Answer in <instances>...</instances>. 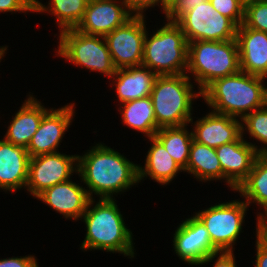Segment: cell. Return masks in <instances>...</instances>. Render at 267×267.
I'll use <instances>...</instances> for the list:
<instances>
[{"label":"cell","mask_w":267,"mask_h":267,"mask_svg":"<svg viewBox=\"0 0 267 267\" xmlns=\"http://www.w3.org/2000/svg\"><path fill=\"white\" fill-rule=\"evenodd\" d=\"M216 257L218 258L216 259V261H214L215 263L213 267H237L233 251H220L213 255H210L201 265L212 262V260H215L214 258Z\"/></svg>","instance_id":"34"},{"label":"cell","mask_w":267,"mask_h":267,"mask_svg":"<svg viewBox=\"0 0 267 267\" xmlns=\"http://www.w3.org/2000/svg\"><path fill=\"white\" fill-rule=\"evenodd\" d=\"M240 70L250 75L267 78V33L247 28L243 23L237 27Z\"/></svg>","instance_id":"18"},{"label":"cell","mask_w":267,"mask_h":267,"mask_svg":"<svg viewBox=\"0 0 267 267\" xmlns=\"http://www.w3.org/2000/svg\"><path fill=\"white\" fill-rule=\"evenodd\" d=\"M257 145L245 141L241 136L237 141L223 144L215 149L219 159L223 180L235 191L251 172L256 158Z\"/></svg>","instance_id":"15"},{"label":"cell","mask_w":267,"mask_h":267,"mask_svg":"<svg viewBox=\"0 0 267 267\" xmlns=\"http://www.w3.org/2000/svg\"><path fill=\"white\" fill-rule=\"evenodd\" d=\"M173 235L174 252L188 264L201 265L210 255L219 252L212 245L206 227L194 214L179 224Z\"/></svg>","instance_id":"12"},{"label":"cell","mask_w":267,"mask_h":267,"mask_svg":"<svg viewBox=\"0 0 267 267\" xmlns=\"http://www.w3.org/2000/svg\"><path fill=\"white\" fill-rule=\"evenodd\" d=\"M22 107L14 115L10 125H8L4 140L27 148L33 134L37 131L43 115L49 110L42 103L29 94L24 100Z\"/></svg>","instance_id":"21"},{"label":"cell","mask_w":267,"mask_h":267,"mask_svg":"<svg viewBox=\"0 0 267 267\" xmlns=\"http://www.w3.org/2000/svg\"><path fill=\"white\" fill-rule=\"evenodd\" d=\"M57 56L72 64L103 73L109 79L116 72L104 36L84 34L75 28L59 34Z\"/></svg>","instance_id":"7"},{"label":"cell","mask_w":267,"mask_h":267,"mask_svg":"<svg viewBox=\"0 0 267 267\" xmlns=\"http://www.w3.org/2000/svg\"><path fill=\"white\" fill-rule=\"evenodd\" d=\"M72 179L58 183L42 193L36 198L50 206L57 213L64 215L66 219L81 220L88 203L91 200L85 187Z\"/></svg>","instance_id":"17"},{"label":"cell","mask_w":267,"mask_h":267,"mask_svg":"<svg viewBox=\"0 0 267 267\" xmlns=\"http://www.w3.org/2000/svg\"><path fill=\"white\" fill-rule=\"evenodd\" d=\"M168 6L171 2H173L174 0H163Z\"/></svg>","instance_id":"39"},{"label":"cell","mask_w":267,"mask_h":267,"mask_svg":"<svg viewBox=\"0 0 267 267\" xmlns=\"http://www.w3.org/2000/svg\"><path fill=\"white\" fill-rule=\"evenodd\" d=\"M209 0H174L171 2L165 13V19L176 22L184 13L192 10L196 5H200Z\"/></svg>","instance_id":"31"},{"label":"cell","mask_w":267,"mask_h":267,"mask_svg":"<svg viewBox=\"0 0 267 267\" xmlns=\"http://www.w3.org/2000/svg\"><path fill=\"white\" fill-rule=\"evenodd\" d=\"M119 111L124 125L140 131L147 138L154 137L159 130L150 96L125 102L119 107Z\"/></svg>","instance_id":"24"},{"label":"cell","mask_w":267,"mask_h":267,"mask_svg":"<svg viewBox=\"0 0 267 267\" xmlns=\"http://www.w3.org/2000/svg\"><path fill=\"white\" fill-rule=\"evenodd\" d=\"M243 24L247 28L267 33V0H251L245 3Z\"/></svg>","instance_id":"29"},{"label":"cell","mask_w":267,"mask_h":267,"mask_svg":"<svg viewBox=\"0 0 267 267\" xmlns=\"http://www.w3.org/2000/svg\"><path fill=\"white\" fill-rule=\"evenodd\" d=\"M77 174L91 199L93 193L99 199H113L114 194L126 192L139 183L138 165L101 142L78 155Z\"/></svg>","instance_id":"1"},{"label":"cell","mask_w":267,"mask_h":267,"mask_svg":"<svg viewBox=\"0 0 267 267\" xmlns=\"http://www.w3.org/2000/svg\"><path fill=\"white\" fill-rule=\"evenodd\" d=\"M240 71L237 39L189 42L186 74L188 73V76L192 74L189 77H194V83L198 85L200 92L214 80Z\"/></svg>","instance_id":"4"},{"label":"cell","mask_w":267,"mask_h":267,"mask_svg":"<svg viewBox=\"0 0 267 267\" xmlns=\"http://www.w3.org/2000/svg\"><path fill=\"white\" fill-rule=\"evenodd\" d=\"M74 106V103H70L55 110L51 108L43 115L37 131L26 148L30 158L59 152L57 150L60 142L75 116Z\"/></svg>","instance_id":"13"},{"label":"cell","mask_w":267,"mask_h":267,"mask_svg":"<svg viewBox=\"0 0 267 267\" xmlns=\"http://www.w3.org/2000/svg\"><path fill=\"white\" fill-rule=\"evenodd\" d=\"M255 267H267V242L256 236Z\"/></svg>","instance_id":"36"},{"label":"cell","mask_w":267,"mask_h":267,"mask_svg":"<svg viewBox=\"0 0 267 267\" xmlns=\"http://www.w3.org/2000/svg\"><path fill=\"white\" fill-rule=\"evenodd\" d=\"M219 13L230 18L237 26L244 22L245 3L242 0H209Z\"/></svg>","instance_id":"30"},{"label":"cell","mask_w":267,"mask_h":267,"mask_svg":"<svg viewBox=\"0 0 267 267\" xmlns=\"http://www.w3.org/2000/svg\"><path fill=\"white\" fill-rule=\"evenodd\" d=\"M127 5L128 10L135 16H144L145 10L148 8H154L155 5H161V10L165 14L168 8V5L163 0H123ZM135 13V14H134Z\"/></svg>","instance_id":"32"},{"label":"cell","mask_w":267,"mask_h":267,"mask_svg":"<svg viewBox=\"0 0 267 267\" xmlns=\"http://www.w3.org/2000/svg\"><path fill=\"white\" fill-rule=\"evenodd\" d=\"M115 201L114 198L99 199L97 202L93 198L89 201L81 217V221L83 219L86 225V236L80 248L85 251L96 249L119 253L133 258L135 256L133 234L126 227Z\"/></svg>","instance_id":"2"},{"label":"cell","mask_w":267,"mask_h":267,"mask_svg":"<svg viewBox=\"0 0 267 267\" xmlns=\"http://www.w3.org/2000/svg\"><path fill=\"white\" fill-rule=\"evenodd\" d=\"M263 212H258L259 215L257 214L256 236L267 242V210Z\"/></svg>","instance_id":"37"},{"label":"cell","mask_w":267,"mask_h":267,"mask_svg":"<svg viewBox=\"0 0 267 267\" xmlns=\"http://www.w3.org/2000/svg\"><path fill=\"white\" fill-rule=\"evenodd\" d=\"M34 13V0H0V13L11 12Z\"/></svg>","instance_id":"33"},{"label":"cell","mask_w":267,"mask_h":267,"mask_svg":"<svg viewBox=\"0 0 267 267\" xmlns=\"http://www.w3.org/2000/svg\"><path fill=\"white\" fill-rule=\"evenodd\" d=\"M166 21L151 37L147 31L141 65L157 76L186 74L189 43L176 22Z\"/></svg>","instance_id":"6"},{"label":"cell","mask_w":267,"mask_h":267,"mask_svg":"<svg viewBox=\"0 0 267 267\" xmlns=\"http://www.w3.org/2000/svg\"><path fill=\"white\" fill-rule=\"evenodd\" d=\"M145 16H133L124 25L104 36L116 69L139 66L146 36Z\"/></svg>","instance_id":"11"},{"label":"cell","mask_w":267,"mask_h":267,"mask_svg":"<svg viewBox=\"0 0 267 267\" xmlns=\"http://www.w3.org/2000/svg\"><path fill=\"white\" fill-rule=\"evenodd\" d=\"M148 139L152 145L147 152L144 166L138 165L139 182L145 177H149V179L151 177L159 185H167L184 170L155 137Z\"/></svg>","instance_id":"22"},{"label":"cell","mask_w":267,"mask_h":267,"mask_svg":"<svg viewBox=\"0 0 267 267\" xmlns=\"http://www.w3.org/2000/svg\"><path fill=\"white\" fill-rule=\"evenodd\" d=\"M190 80L187 74L157 76L150 97L159 129L193 124V101L202 95Z\"/></svg>","instance_id":"5"},{"label":"cell","mask_w":267,"mask_h":267,"mask_svg":"<svg viewBox=\"0 0 267 267\" xmlns=\"http://www.w3.org/2000/svg\"><path fill=\"white\" fill-rule=\"evenodd\" d=\"M249 205L243 200L218 203L194 213L204 224L212 245L220 251H233L245 222Z\"/></svg>","instance_id":"8"},{"label":"cell","mask_w":267,"mask_h":267,"mask_svg":"<svg viewBox=\"0 0 267 267\" xmlns=\"http://www.w3.org/2000/svg\"><path fill=\"white\" fill-rule=\"evenodd\" d=\"M0 267H39L35 256H20L0 259Z\"/></svg>","instance_id":"35"},{"label":"cell","mask_w":267,"mask_h":267,"mask_svg":"<svg viewBox=\"0 0 267 267\" xmlns=\"http://www.w3.org/2000/svg\"><path fill=\"white\" fill-rule=\"evenodd\" d=\"M235 191L245 197L244 201L249 206L255 203L267 210V154L256 158L251 172Z\"/></svg>","instance_id":"25"},{"label":"cell","mask_w":267,"mask_h":267,"mask_svg":"<svg viewBox=\"0 0 267 267\" xmlns=\"http://www.w3.org/2000/svg\"><path fill=\"white\" fill-rule=\"evenodd\" d=\"M187 126L160 128L154 135L183 170L187 167L193 141L192 130L188 131Z\"/></svg>","instance_id":"27"},{"label":"cell","mask_w":267,"mask_h":267,"mask_svg":"<svg viewBox=\"0 0 267 267\" xmlns=\"http://www.w3.org/2000/svg\"><path fill=\"white\" fill-rule=\"evenodd\" d=\"M133 16L123 0H89L75 29L88 35L105 36Z\"/></svg>","instance_id":"14"},{"label":"cell","mask_w":267,"mask_h":267,"mask_svg":"<svg viewBox=\"0 0 267 267\" xmlns=\"http://www.w3.org/2000/svg\"><path fill=\"white\" fill-rule=\"evenodd\" d=\"M89 0H49L48 5L34 0V11L36 13H51L56 16L59 32L76 28L84 16Z\"/></svg>","instance_id":"26"},{"label":"cell","mask_w":267,"mask_h":267,"mask_svg":"<svg viewBox=\"0 0 267 267\" xmlns=\"http://www.w3.org/2000/svg\"><path fill=\"white\" fill-rule=\"evenodd\" d=\"M7 48H8V46H0V62L3 59L6 51L8 50Z\"/></svg>","instance_id":"38"},{"label":"cell","mask_w":267,"mask_h":267,"mask_svg":"<svg viewBox=\"0 0 267 267\" xmlns=\"http://www.w3.org/2000/svg\"><path fill=\"white\" fill-rule=\"evenodd\" d=\"M157 75L143 65L116 69L111 77L115 80L116 95L120 104L150 96Z\"/></svg>","instance_id":"20"},{"label":"cell","mask_w":267,"mask_h":267,"mask_svg":"<svg viewBox=\"0 0 267 267\" xmlns=\"http://www.w3.org/2000/svg\"><path fill=\"white\" fill-rule=\"evenodd\" d=\"M241 129L242 136L247 131L251 138L263 144L262 147H256L259 154H267V104L245 115L241 119Z\"/></svg>","instance_id":"28"},{"label":"cell","mask_w":267,"mask_h":267,"mask_svg":"<svg viewBox=\"0 0 267 267\" xmlns=\"http://www.w3.org/2000/svg\"><path fill=\"white\" fill-rule=\"evenodd\" d=\"M78 170V155L56 152L30 158L26 190L36 198L46 189L71 179Z\"/></svg>","instance_id":"10"},{"label":"cell","mask_w":267,"mask_h":267,"mask_svg":"<svg viewBox=\"0 0 267 267\" xmlns=\"http://www.w3.org/2000/svg\"><path fill=\"white\" fill-rule=\"evenodd\" d=\"M201 182L222 180L223 172L215 148L192 141L189 160L184 170Z\"/></svg>","instance_id":"23"},{"label":"cell","mask_w":267,"mask_h":267,"mask_svg":"<svg viewBox=\"0 0 267 267\" xmlns=\"http://www.w3.org/2000/svg\"><path fill=\"white\" fill-rule=\"evenodd\" d=\"M264 80L240 71L214 80L201 92V97L213 112L242 119L267 104Z\"/></svg>","instance_id":"3"},{"label":"cell","mask_w":267,"mask_h":267,"mask_svg":"<svg viewBox=\"0 0 267 267\" xmlns=\"http://www.w3.org/2000/svg\"><path fill=\"white\" fill-rule=\"evenodd\" d=\"M194 126L193 140L215 149L242 136L241 119L213 111L196 120Z\"/></svg>","instance_id":"16"},{"label":"cell","mask_w":267,"mask_h":267,"mask_svg":"<svg viewBox=\"0 0 267 267\" xmlns=\"http://www.w3.org/2000/svg\"><path fill=\"white\" fill-rule=\"evenodd\" d=\"M176 23L189 42L227 41L236 39L237 25L227 16L213 8L210 1L196 5L184 13Z\"/></svg>","instance_id":"9"},{"label":"cell","mask_w":267,"mask_h":267,"mask_svg":"<svg viewBox=\"0 0 267 267\" xmlns=\"http://www.w3.org/2000/svg\"><path fill=\"white\" fill-rule=\"evenodd\" d=\"M30 155L27 149L14 145L4 139L0 140V189L15 192L24 187L28 181Z\"/></svg>","instance_id":"19"},{"label":"cell","mask_w":267,"mask_h":267,"mask_svg":"<svg viewBox=\"0 0 267 267\" xmlns=\"http://www.w3.org/2000/svg\"><path fill=\"white\" fill-rule=\"evenodd\" d=\"M244 3H247V2H249V1H251V0H242Z\"/></svg>","instance_id":"40"}]
</instances>
